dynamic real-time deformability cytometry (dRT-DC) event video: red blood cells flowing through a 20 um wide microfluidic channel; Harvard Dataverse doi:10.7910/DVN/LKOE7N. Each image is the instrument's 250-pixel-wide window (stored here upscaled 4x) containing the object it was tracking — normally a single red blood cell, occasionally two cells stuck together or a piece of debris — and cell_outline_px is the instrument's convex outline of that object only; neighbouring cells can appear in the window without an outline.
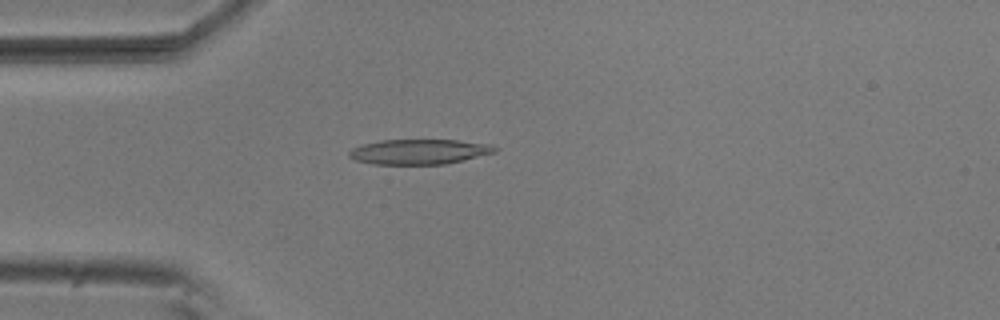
{"species": "common noctule bat (a hibernating species)", "species_latin": "Nyctalus noctula", "temperature_condition": "room temperature", "stored_images_in_passage": 2, "camera_frame_rate_fps": 3000, "um_per_image_px": 0.085, "animal": {"sex": "male", "body_mass_g": 20.5, "forearm_length_mm": 52.5}, "frame": {"image": 1, "passage_image": 2, "time_ms": 0.333, "image_size_px": [1000, 320], "cell_outline_px": [[500, 148], [496, 152], [444, 164], [372, 164], [356, 160], [348, 156], [348, 152], [352, 148], [364, 144], [380, 140], [456, 140], [488, 144]], "centroid_in_image_um": [35.61, 12.89], "position_along_channel_um": 49.4, "area_um2": 21.1}}